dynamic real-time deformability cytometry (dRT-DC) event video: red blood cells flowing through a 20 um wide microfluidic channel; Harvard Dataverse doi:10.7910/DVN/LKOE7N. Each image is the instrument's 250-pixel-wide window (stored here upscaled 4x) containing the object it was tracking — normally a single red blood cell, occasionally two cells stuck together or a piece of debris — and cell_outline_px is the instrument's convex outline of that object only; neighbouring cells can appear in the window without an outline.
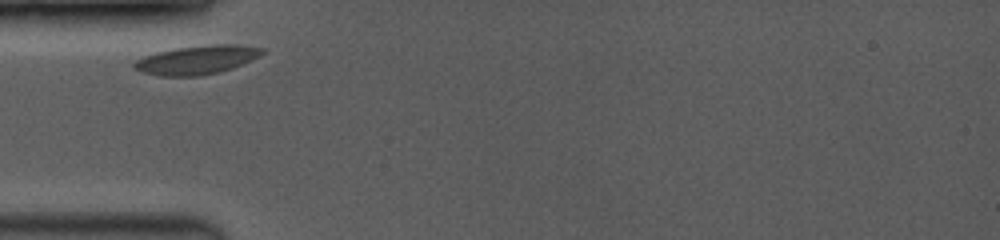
{"species": "common noctule bat (a hibernating species)", "species_latin": "Nyctalus noctula", "temperature_condition": "room temperature", "stored_images_in_passage": 7, "camera_frame_rate_fps": 3500, "um_per_image_px": 0.085, "animal": {"sex": "female", "body_mass_g": 19.0, "forearm_length_mm": 53.3}, "frame": {"image": 1, "passage_image": 1, "time_ms": 0.0, "image_size_px": [1000, 240], "cell_outline_px": [[264, 52], [260, 56], [232, 68], [220, 72], [200, 76], [160, 76], [144, 72], [132, 68], [132, 64], [136, 60], [144, 56], [156, 52], [176, 48], [212, 44], [236, 44], [264, 48]], "centroid_in_image_um": [16.73, 5.09], "position_along_channel_um": 68.3, "area_um2": 21.5}}
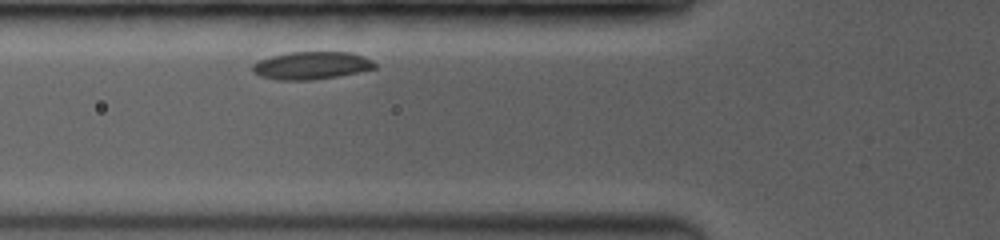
{"frame": {"image": 2, "passage_image": 3, "time_ms": 0.857, "image_size_px": [1000, 240], "cell_outline_px": [[376, 68], [336, 76], [312, 80], [276, 80], [260, 76], [252, 72], [252, 64], [260, 60], [272, 56], [288, 52], [352, 52], [364, 56], [372, 60], [376, 64]], "centroid_in_image_um": [26.45, 5.56], "position_along_channel_um": 99.3, "area_um2": 19.71}}
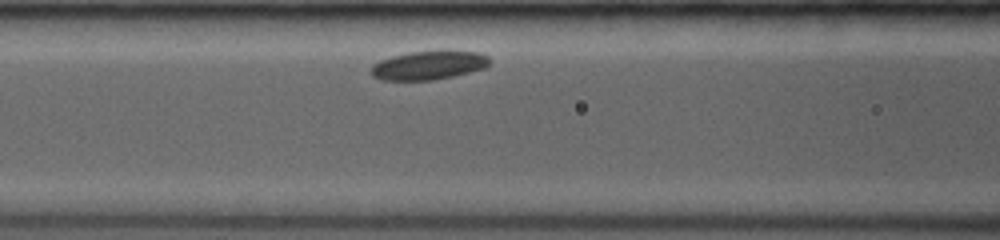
{"frame": {"image": 3, "passage_image": 6, "time_ms": 1.714, "image_size_px": [1000, 240], "cell_outline_px": [[492, 60], [484, 68], [452, 76], [432, 80], [380, 80], [372, 76], [372, 64], [380, 60], [392, 56], [412, 52], [440, 48], [480, 52], [488, 56]], "centroid_in_image_um": [36.47, 5.5], "position_along_channel_um": 130.1, "area_um2": 20.4}}